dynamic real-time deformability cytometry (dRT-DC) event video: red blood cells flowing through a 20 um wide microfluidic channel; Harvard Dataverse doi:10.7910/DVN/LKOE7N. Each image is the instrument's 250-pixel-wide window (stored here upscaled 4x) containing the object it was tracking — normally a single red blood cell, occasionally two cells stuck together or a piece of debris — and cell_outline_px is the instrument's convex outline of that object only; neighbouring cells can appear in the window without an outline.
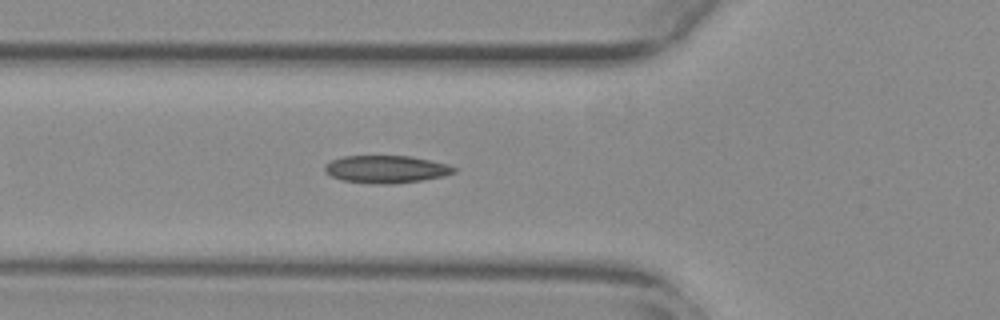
{"species": "common noctule bat (a hibernating species)", "species_latin": "Nyctalus noctula", "temperature_condition": "warm", "stored_images_in_passage": 40, "camera_frame_rate_fps": 3000, "um_per_image_px": 0.085, "animal": {"sex": "female", "body_mass_g": 29.2, "forearm_length_mm": 56.3}, "frame": {"image": 1, "passage_image": 8, "time_ms": 2.333, "image_size_px": [1000, 320], "cell_outline_px": [[456, 172], [444, 176], [420, 180], [392, 184], [372, 184], [344, 180], [332, 176], [324, 172], [324, 164], [332, 160], [344, 156], [412, 156], [448, 164], [456, 168]], "centroid_in_image_um": [32.82, 14.38], "position_along_channel_um": 93.0, "area_um2": 20.75}}
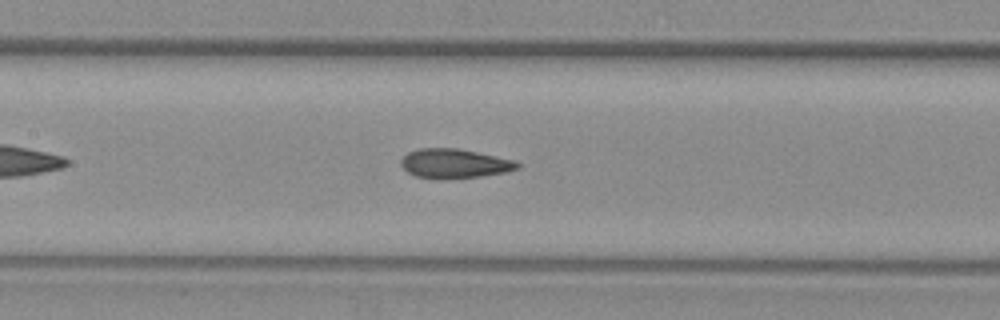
{"frame": {"image": 2, "passage_image": 14, "time_ms": 4.333, "image_size_px": [1000, 320], "cell_outline_px": [[520, 168], [504, 172], [480, 176], [444, 180], [440, 180], [416, 176], [408, 172], [400, 164], [400, 160], [408, 152], [420, 148], [456, 148], [476, 152], [512, 160], [520, 164]], "centroid_in_image_um": [38.58, 13.91], "position_along_channel_um": 168.8, "area_um2": 19.83}}
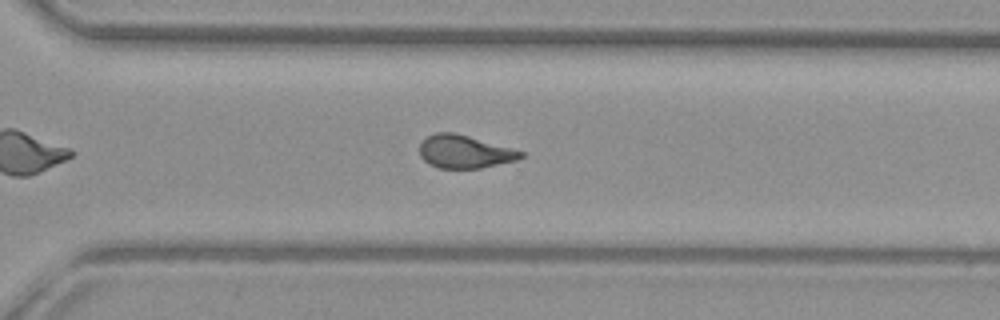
{"frame": {"image": 3, "passage_image": 27, "time_ms": 8.667, "image_size_px": [1000, 320], "cell_outline_px": [[524, 156], [516, 160], [480, 168], [440, 168], [428, 164], [420, 156], [420, 144], [428, 136], [436, 132], [452, 132], [468, 136], [512, 148], [524, 152]], "centroid_in_image_um": [39.48, 12.9], "position_along_channel_um": 331.1, "area_um2": 19.25}, "authors_computed_cell_mechanics": {"area_um2": 20.0566, "velocity_mm_per_s": 3.7563, "shape_relaxation_time_tau1_ms": null, "shape_relaxation_time_tau2_ms": 1.6825, "deformation_change_tau1": null, "deformation_change_tau2": 0.0817}}